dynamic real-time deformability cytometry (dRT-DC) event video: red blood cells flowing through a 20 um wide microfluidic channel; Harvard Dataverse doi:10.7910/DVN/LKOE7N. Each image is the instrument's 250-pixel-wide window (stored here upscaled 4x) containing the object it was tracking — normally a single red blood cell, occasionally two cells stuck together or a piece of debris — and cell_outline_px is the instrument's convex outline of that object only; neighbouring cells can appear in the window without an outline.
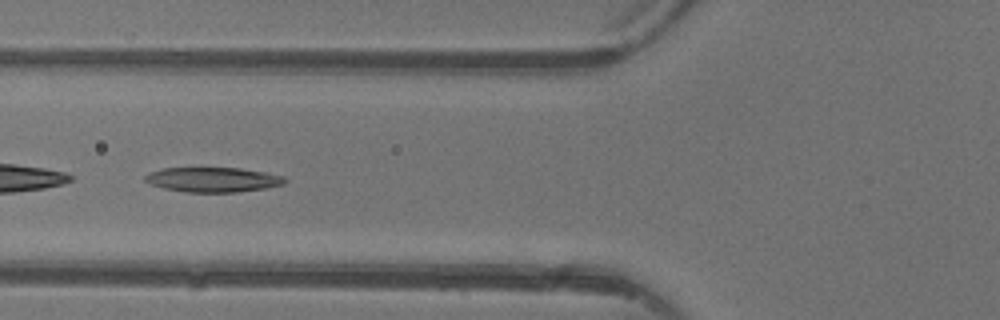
{"species": "common noctule bat (a hibernating species)", "species_latin": "Nyctalus noctula", "temperature_condition": "warm", "stored_images_in_passage": 5, "camera_frame_rate_fps": 3000, "um_per_image_px": 0.085, "animal": {"sex": "female"}, "frame": {"image": 1, "passage_image": 4, "time_ms": 4.333, "image_size_px": [1000, 320], "cell_outline_px": [[288, 180], [284, 184], [264, 188], [236, 192], [184, 192], [164, 188], [152, 184], [144, 180], [144, 176], [148, 172], [164, 168], [240, 168], [264, 172], [284, 176]], "centroid_in_image_um": [18.09, 15.26], "position_along_channel_um": 107.7, "area_um2": 20.11}}
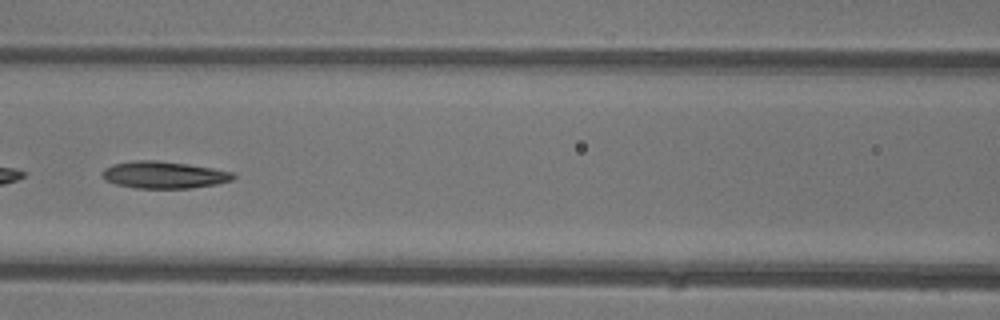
{"frame": {"image": 2, "passage_image": 5, "time_ms": 5.333, "image_size_px": [1000, 320], "cell_outline_px": [[236, 176], [232, 180], [216, 184], [192, 188], [136, 188], [116, 184], [104, 180], [100, 176], [100, 172], [104, 168], [112, 164], [132, 160], [156, 160], [188, 164], [212, 168], [232, 172]], "centroid_in_image_um": [13.87, 14.86], "position_along_channel_um": 152.7, "area_um2": 20.81}}